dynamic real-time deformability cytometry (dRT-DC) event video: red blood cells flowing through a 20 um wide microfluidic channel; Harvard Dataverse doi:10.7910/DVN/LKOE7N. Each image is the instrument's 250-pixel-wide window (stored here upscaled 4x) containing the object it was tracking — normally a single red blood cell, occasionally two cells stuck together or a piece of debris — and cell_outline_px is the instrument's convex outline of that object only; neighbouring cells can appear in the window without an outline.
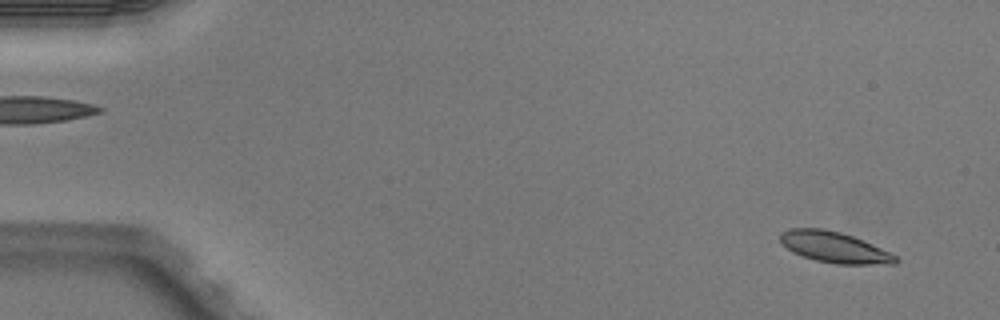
{"species": "Egyptian fruit bat (a non-hibernating species)", "species_latin": "Rousettus aegyptiacus", "temperature_condition": "warm", "stored_images_in_passage": 5, "segment_of_instrument_passage": [2, 2], "camera_frame_rate_fps": 3000, "um_per_image_px": 0.085, "animal": {"sex": "male"}, "frame": {"image": 1, "passage_image": 5, "time_ms": 1.333, "image_size_px": [1000, 320], "cell_outline_px": [[900, 260], [896, 264], [836, 264], [816, 260], [800, 256], [792, 252], [780, 240], [780, 232], [788, 228], [824, 228], [840, 232], [852, 236], [872, 244], [896, 256]], "centroid_in_image_um": [70.9, 21.01], "position_along_channel_um": 14.1, "area_um2": 20.75}}